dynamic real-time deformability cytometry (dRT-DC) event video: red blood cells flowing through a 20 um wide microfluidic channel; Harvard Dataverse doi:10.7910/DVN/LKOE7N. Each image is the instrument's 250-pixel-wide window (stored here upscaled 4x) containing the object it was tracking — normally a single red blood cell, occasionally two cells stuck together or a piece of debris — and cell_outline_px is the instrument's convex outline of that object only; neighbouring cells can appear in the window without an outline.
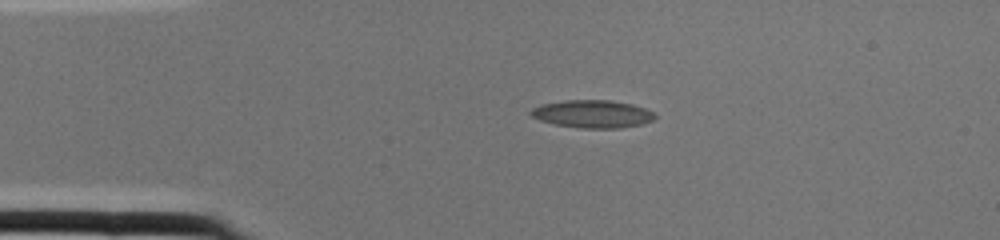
{"species": "common noctule bat (a hibernating species)", "species_latin": "Nyctalus noctula", "temperature_condition": "cold", "stored_images_in_passage": 1, "camera_frame_rate_fps": 3000, "um_per_image_px": 0.085, "animal": {"sex": "female", "body_mass_g": 22.0, "forearm_length_mm": 56.7}, "frame": {"image": 1, "passage_image": 1, "time_ms": 0.0, "image_size_px": [1000, 240], "cell_outline_px": [[656, 116], [652, 120], [644, 124], [620, 128], [580, 128], [556, 124], [540, 120], [532, 116], [528, 112], [532, 108], [540, 104], [564, 100], [612, 100], [632, 104], [644, 108], [652, 112]], "centroid_in_image_um": [50.35, 9.68], "position_along_channel_um": 34.7, "area_um2": 20.11}}